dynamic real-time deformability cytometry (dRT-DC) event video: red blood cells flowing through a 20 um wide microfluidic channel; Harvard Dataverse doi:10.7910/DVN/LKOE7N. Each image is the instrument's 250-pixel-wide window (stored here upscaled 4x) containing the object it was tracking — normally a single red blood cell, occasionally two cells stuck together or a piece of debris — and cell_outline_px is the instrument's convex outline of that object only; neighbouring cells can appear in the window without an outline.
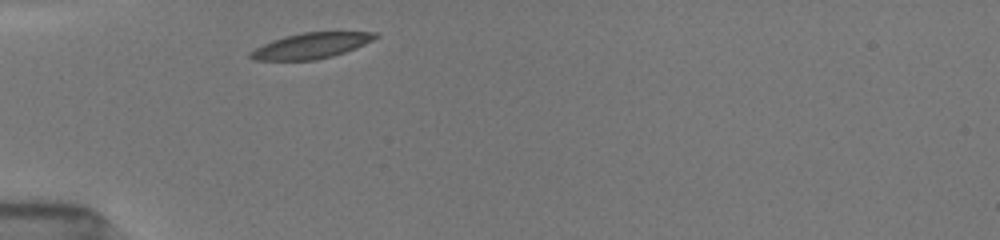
{"species": "common noctule bat (a hibernating species)", "species_latin": "Nyctalus noctula", "temperature_condition": "room temperature", "stored_images_in_passage": 12, "camera_frame_rate_fps": 3000, "um_per_image_px": 0.085, "animal": {"sex": "female", "body_mass_g": 19.5, "forearm_length_mm": 54.1}, "frame": {"image": 1, "passage_image": 1, "time_ms": 0.0, "image_size_px": [1000, 240], "cell_outline_px": [[380, 36], [356, 48], [332, 56], [316, 60], [252, 60], [248, 56], [256, 48], [264, 44], [284, 36], [304, 32], [376, 32]], "centroid_in_image_um": [26.46, 3.88], "position_along_channel_um": 58.5, "area_um2": 18.44}}
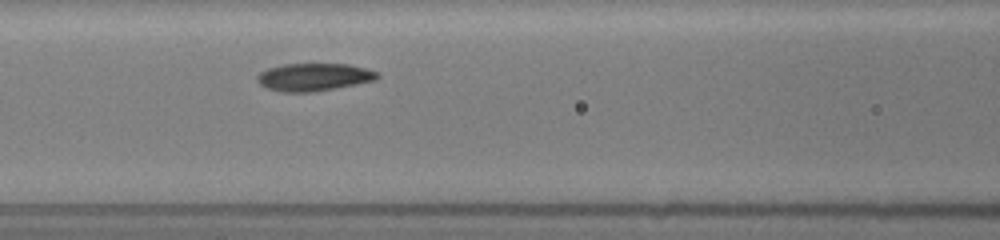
{"frame": {"image": 2, "passage_image": 8, "time_ms": 2.333, "image_size_px": [1000, 240], "cell_outline_px": [[380, 76], [376, 80], [356, 84], [308, 92], [284, 92], [264, 88], [256, 80], [256, 76], [260, 72], [268, 68], [284, 64], [348, 64], [368, 68], [376, 72]], "centroid_in_image_um": [26.65, 6.54], "position_along_channel_um": 140.0, "area_um2": 19.31}}
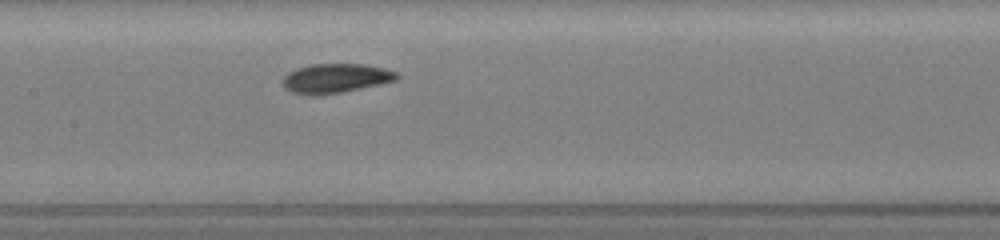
{"frame": {"image": 3, "passage_image": 12, "time_ms": 3.333, "image_size_px": [1000, 240], "cell_outline_px": [[400, 76], [396, 80], [360, 88], [340, 92], [312, 96], [292, 92], [284, 88], [280, 80], [288, 72], [296, 68], [308, 64], [368, 64], [384, 68], [396, 72]], "centroid_in_image_um": [28.47, 6.64], "position_along_channel_um": 178.9, "area_um2": 19.59}}